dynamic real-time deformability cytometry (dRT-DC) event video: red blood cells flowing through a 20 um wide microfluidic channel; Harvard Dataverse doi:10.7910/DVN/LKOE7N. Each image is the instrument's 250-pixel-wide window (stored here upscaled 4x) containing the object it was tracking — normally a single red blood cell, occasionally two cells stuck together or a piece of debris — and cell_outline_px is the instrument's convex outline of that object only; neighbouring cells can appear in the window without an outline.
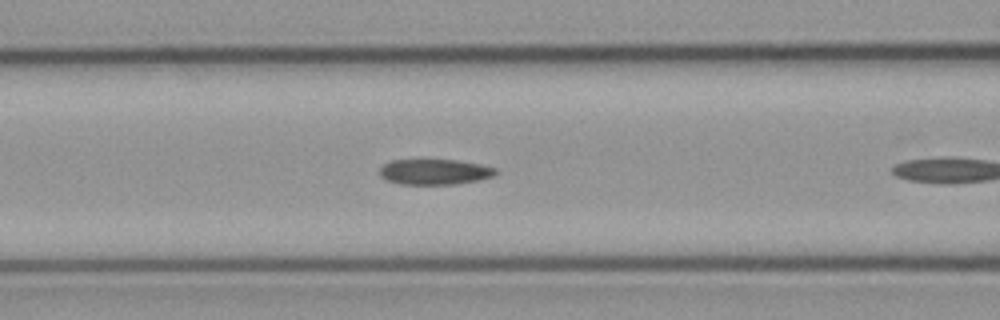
{"species": "common noctule bat (a hibernating species)", "species_latin": "Nyctalus noctula", "temperature_condition": "cold", "stored_images_in_passage": 10, "camera_frame_rate_fps": 3000, "um_per_image_px": 0.085, "animal": {"sex": "male", "body_mass_g": 23.1, "forearm_length_mm": 52.7}, "frame": {"image": 1, "passage_image": 9, "time_ms": 2.667, "image_size_px": [1000, 320], "cell_outline_px": [[496, 172], [492, 176], [476, 180], [456, 184], [400, 184], [388, 180], [380, 176], [380, 168], [384, 164], [392, 160], [456, 160], [480, 164], [496, 168]], "centroid_in_image_um": [36.92, 14.6], "position_along_channel_um": 129.7, "area_um2": 16.99}}